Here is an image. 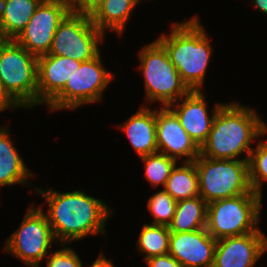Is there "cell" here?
<instances>
[{
    "label": "cell",
    "instance_id": "6da1fadb",
    "mask_svg": "<svg viewBox=\"0 0 267 267\" xmlns=\"http://www.w3.org/2000/svg\"><path fill=\"white\" fill-rule=\"evenodd\" d=\"M36 191L49 205L46 214L56 242L59 244L81 240L87 235H104L105 223L112 212L104 201L89 196L82 190L61 193L53 189Z\"/></svg>",
    "mask_w": 267,
    "mask_h": 267
},
{
    "label": "cell",
    "instance_id": "7a4b0ae2",
    "mask_svg": "<svg viewBox=\"0 0 267 267\" xmlns=\"http://www.w3.org/2000/svg\"><path fill=\"white\" fill-rule=\"evenodd\" d=\"M267 134V124L256 111L238 102L223 104L216 113L207 141L200 154L207 158L247 160L254 147V138ZM247 155L239 159L240 154Z\"/></svg>",
    "mask_w": 267,
    "mask_h": 267
},
{
    "label": "cell",
    "instance_id": "3957f363",
    "mask_svg": "<svg viewBox=\"0 0 267 267\" xmlns=\"http://www.w3.org/2000/svg\"><path fill=\"white\" fill-rule=\"evenodd\" d=\"M157 40L187 87L191 91L201 90L213 48L199 18L175 22L170 35L162 34Z\"/></svg>",
    "mask_w": 267,
    "mask_h": 267
},
{
    "label": "cell",
    "instance_id": "277c9868",
    "mask_svg": "<svg viewBox=\"0 0 267 267\" xmlns=\"http://www.w3.org/2000/svg\"><path fill=\"white\" fill-rule=\"evenodd\" d=\"M0 81L21 108L38 105V57L15 40H0Z\"/></svg>",
    "mask_w": 267,
    "mask_h": 267
},
{
    "label": "cell",
    "instance_id": "5b68a950",
    "mask_svg": "<svg viewBox=\"0 0 267 267\" xmlns=\"http://www.w3.org/2000/svg\"><path fill=\"white\" fill-rule=\"evenodd\" d=\"M199 196L210 202L242 194H256L249 181L247 160L213 159L201 154L194 160Z\"/></svg>",
    "mask_w": 267,
    "mask_h": 267
},
{
    "label": "cell",
    "instance_id": "8992f818",
    "mask_svg": "<svg viewBox=\"0 0 267 267\" xmlns=\"http://www.w3.org/2000/svg\"><path fill=\"white\" fill-rule=\"evenodd\" d=\"M139 52V67L144 76L146 99L150 103L157 101L161 102V107H168L191 91L157 39Z\"/></svg>",
    "mask_w": 267,
    "mask_h": 267
},
{
    "label": "cell",
    "instance_id": "52a82bcc",
    "mask_svg": "<svg viewBox=\"0 0 267 267\" xmlns=\"http://www.w3.org/2000/svg\"><path fill=\"white\" fill-rule=\"evenodd\" d=\"M262 197L242 194L207 204L206 230L215 239L261 232Z\"/></svg>",
    "mask_w": 267,
    "mask_h": 267
},
{
    "label": "cell",
    "instance_id": "ba28073f",
    "mask_svg": "<svg viewBox=\"0 0 267 267\" xmlns=\"http://www.w3.org/2000/svg\"><path fill=\"white\" fill-rule=\"evenodd\" d=\"M100 53L93 59L81 62L65 87L46 105L50 111L75 109L81 105L102 100V94L114 78L102 65Z\"/></svg>",
    "mask_w": 267,
    "mask_h": 267
},
{
    "label": "cell",
    "instance_id": "9c48e42d",
    "mask_svg": "<svg viewBox=\"0 0 267 267\" xmlns=\"http://www.w3.org/2000/svg\"><path fill=\"white\" fill-rule=\"evenodd\" d=\"M104 37L89 15L70 11L58 25L48 54L87 61L100 53L98 44Z\"/></svg>",
    "mask_w": 267,
    "mask_h": 267
},
{
    "label": "cell",
    "instance_id": "30bf717a",
    "mask_svg": "<svg viewBox=\"0 0 267 267\" xmlns=\"http://www.w3.org/2000/svg\"><path fill=\"white\" fill-rule=\"evenodd\" d=\"M56 241L43 208L31 206L19 228L7 239L3 252L19 258L29 267H39Z\"/></svg>",
    "mask_w": 267,
    "mask_h": 267
},
{
    "label": "cell",
    "instance_id": "8fae6325",
    "mask_svg": "<svg viewBox=\"0 0 267 267\" xmlns=\"http://www.w3.org/2000/svg\"><path fill=\"white\" fill-rule=\"evenodd\" d=\"M69 12L68 2L43 0L15 41L37 57L48 54L58 25Z\"/></svg>",
    "mask_w": 267,
    "mask_h": 267
},
{
    "label": "cell",
    "instance_id": "7c38bea8",
    "mask_svg": "<svg viewBox=\"0 0 267 267\" xmlns=\"http://www.w3.org/2000/svg\"><path fill=\"white\" fill-rule=\"evenodd\" d=\"M267 250V236L252 232L217 240L213 267H254Z\"/></svg>",
    "mask_w": 267,
    "mask_h": 267
},
{
    "label": "cell",
    "instance_id": "4fadbf2b",
    "mask_svg": "<svg viewBox=\"0 0 267 267\" xmlns=\"http://www.w3.org/2000/svg\"><path fill=\"white\" fill-rule=\"evenodd\" d=\"M156 137L158 152L178 161L185 157V162L194 161L200 155V148L181 126L177 116L168 108L155 110Z\"/></svg>",
    "mask_w": 267,
    "mask_h": 267
},
{
    "label": "cell",
    "instance_id": "5bb4252c",
    "mask_svg": "<svg viewBox=\"0 0 267 267\" xmlns=\"http://www.w3.org/2000/svg\"><path fill=\"white\" fill-rule=\"evenodd\" d=\"M184 98V99H183ZM168 106L177 116L181 126L199 148L207 141L214 117L223 104H216L211 116L207 111V102L202 91H190L184 97ZM173 108V109H172Z\"/></svg>",
    "mask_w": 267,
    "mask_h": 267
},
{
    "label": "cell",
    "instance_id": "9a60e30c",
    "mask_svg": "<svg viewBox=\"0 0 267 267\" xmlns=\"http://www.w3.org/2000/svg\"><path fill=\"white\" fill-rule=\"evenodd\" d=\"M216 242L206 228L171 233L168 253L182 267H213Z\"/></svg>",
    "mask_w": 267,
    "mask_h": 267
},
{
    "label": "cell",
    "instance_id": "2e32d148",
    "mask_svg": "<svg viewBox=\"0 0 267 267\" xmlns=\"http://www.w3.org/2000/svg\"><path fill=\"white\" fill-rule=\"evenodd\" d=\"M80 65V61L67 56H39L38 105H47L65 87Z\"/></svg>",
    "mask_w": 267,
    "mask_h": 267
},
{
    "label": "cell",
    "instance_id": "e0dca14e",
    "mask_svg": "<svg viewBox=\"0 0 267 267\" xmlns=\"http://www.w3.org/2000/svg\"><path fill=\"white\" fill-rule=\"evenodd\" d=\"M147 107L142 106L119 126L129 138L131 146L139 157L158 152L155 110Z\"/></svg>",
    "mask_w": 267,
    "mask_h": 267
},
{
    "label": "cell",
    "instance_id": "ac0fdd59",
    "mask_svg": "<svg viewBox=\"0 0 267 267\" xmlns=\"http://www.w3.org/2000/svg\"><path fill=\"white\" fill-rule=\"evenodd\" d=\"M43 0H2L0 3V35L2 40H15L25 29Z\"/></svg>",
    "mask_w": 267,
    "mask_h": 267
},
{
    "label": "cell",
    "instance_id": "d6986e66",
    "mask_svg": "<svg viewBox=\"0 0 267 267\" xmlns=\"http://www.w3.org/2000/svg\"><path fill=\"white\" fill-rule=\"evenodd\" d=\"M10 138L8 128L0 127V187L26 185L28 178L33 175Z\"/></svg>",
    "mask_w": 267,
    "mask_h": 267
},
{
    "label": "cell",
    "instance_id": "ffe728a7",
    "mask_svg": "<svg viewBox=\"0 0 267 267\" xmlns=\"http://www.w3.org/2000/svg\"><path fill=\"white\" fill-rule=\"evenodd\" d=\"M137 4L138 0H104L90 16L91 21L103 33L108 29L121 35Z\"/></svg>",
    "mask_w": 267,
    "mask_h": 267
},
{
    "label": "cell",
    "instance_id": "44dd1931",
    "mask_svg": "<svg viewBox=\"0 0 267 267\" xmlns=\"http://www.w3.org/2000/svg\"><path fill=\"white\" fill-rule=\"evenodd\" d=\"M207 203L201 196L177 201L170 233L191 232L206 228Z\"/></svg>",
    "mask_w": 267,
    "mask_h": 267
},
{
    "label": "cell",
    "instance_id": "7402d4cb",
    "mask_svg": "<svg viewBox=\"0 0 267 267\" xmlns=\"http://www.w3.org/2000/svg\"><path fill=\"white\" fill-rule=\"evenodd\" d=\"M183 166H174L164 186V190L176 201L199 196L198 173L194 161Z\"/></svg>",
    "mask_w": 267,
    "mask_h": 267
},
{
    "label": "cell",
    "instance_id": "603a6c76",
    "mask_svg": "<svg viewBox=\"0 0 267 267\" xmlns=\"http://www.w3.org/2000/svg\"><path fill=\"white\" fill-rule=\"evenodd\" d=\"M170 231L166 225L145 224L137 241L138 250L145 254L144 260L169 252Z\"/></svg>",
    "mask_w": 267,
    "mask_h": 267
},
{
    "label": "cell",
    "instance_id": "cb8c5ba5",
    "mask_svg": "<svg viewBox=\"0 0 267 267\" xmlns=\"http://www.w3.org/2000/svg\"><path fill=\"white\" fill-rule=\"evenodd\" d=\"M145 164V177L153 187L158 185L165 186L171 170L177 164V161L167 155L156 152L139 157Z\"/></svg>",
    "mask_w": 267,
    "mask_h": 267
},
{
    "label": "cell",
    "instance_id": "d4e9b609",
    "mask_svg": "<svg viewBox=\"0 0 267 267\" xmlns=\"http://www.w3.org/2000/svg\"><path fill=\"white\" fill-rule=\"evenodd\" d=\"M249 181L251 189L262 197V183L267 182V141L257 143L249 159Z\"/></svg>",
    "mask_w": 267,
    "mask_h": 267
},
{
    "label": "cell",
    "instance_id": "484cf974",
    "mask_svg": "<svg viewBox=\"0 0 267 267\" xmlns=\"http://www.w3.org/2000/svg\"><path fill=\"white\" fill-rule=\"evenodd\" d=\"M176 204L177 201L164 189L153 194L147 202V208L154 219L150 224L168 226L175 214Z\"/></svg>",
    "mask_w": 267,
    "mask_h": 267
},
{
    "label": "cell",
    "instance_id": "4316f807",
    "mask_svg": "<svg viewBox=\"0 0 267 267\" xmlns=\"http://www.w3.org/2000/svg\"><path fill=\"white\" fill-rule=\"evenodd\" d=\"M46 267H82V262L74 249L64 247L46 257Z\"/></svg>",
    "mask_w": 267,
    "mask_h": 267
},
{
    "label": "cell",
    "instance_id": "83f0119b",
    "mask_svg": "<svg viewBox=\"0 0 267 267\" xmlns=\"http://www.w3.org/2000/svg\"><path fill=\"white\" fill-rule=\"evenodd\" d=\"M104 0H72L69 3L70 11L91 16Z\"/></svg>",
    "mask_w": 267,
    "mask_h": 267
},
{
    "label": "cell",
    "instance_id": "f1b7e54d",
    "mask_svg": "<svg viewBox=\"0 0 267 267\" xmlns=\"http://www.w3.org/2000/svg\"><path fill=\"white\" fill-rule=\"evenodd\" d=\"M148 267H182V265L169 253L153 256L145 260Z\"/></svg>",
    "mask_w": 267,
    "mask_h": 267
},
{
    "label": "cell",
    "instance_id": "f546056e",
    "mask_svg": "<svg viewBox=\"0 0 267 267\" xmlns=\"http://www.w3.org/2000/svg\"><path fill=\"white\" fill-rule=\"evenodd\" d=\"M17 107L21 106L9 95L0 81V112L8 108L15 110Z\"/></svg>",
    "mask_w": 267,
    "mask_h": 267
},
{
    "label": "cell",
    "instance_id": "4dcf8cb0",
    "mask_svg": "<svg viewBox=\"0 0 267 267\" xmlns=\"http://www.w3.org/2000/svg\"><path fill=\"white\" fill-rule=\"evenodd\" d=\"M89 267H115L114 264L106 259V257L101 253L100 256L92 263Z\"/></svg>",
    "mask_w": 267,
    "mask_h": 267
},
{
    "label": "cell",
    "instance_id": "1f68e13d",
    "mask_svg": "<svg viewBox=\"0 0 267 267\" xmlns=\"http://www.w3.org/2000/svg\"><path fill=\"white\" fill-rule=\"evenodd\" d=\"M253 7L259 9L262 13L267 14V0H253Z\"/></svg>",
    "mask_w": 267,
    "mask_h": 267
},
{
    "label": "cell",
    "instance_id": "d6a6232c",
    "mask_svg": "<svg viewBox=\"0 0 267 267\" xmlns=\"http://www.w3.org/2000/svg\"><path fill=\"white\" fill-rule=\"evenodd\" d=\"M62 1H65V2H68V3H70L72 0H62Z\"/></svg>",
    "mask_w": 267,
    "mask_h": 267
}]
</instances>
